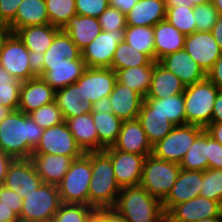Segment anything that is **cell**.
Wrapping results in <instances>:
<instances>
[{"label":"cell","instance_id":"6da1fadb","mask_svg":"<svg viewBox=\"0 0 222 222\" xmlns=\"http://www.w3.org/2000/svg\"><path fill=\"white\" fill-rule=\"evenodd\" d=\"M43 130L28 114L12 111L0 122V149L14 159H30Z\"/></svg>","mask_w":222,"mask_h":222},{"label":"cell","instance_id":"7a4b0ae2","mask_svg":"<svg viewBox=\"0 0 222 222\" xmlns=\"http://www.w3.org/2000/svg\"><path fill=\"white\" fill-rule=\"evenodd\" d=\"M91 167L89 206L113 208L121 188L115 179L111 157L104 150L91 152Z\"/></svg>","mask_w":222,"mask_h":222},{"label":"cell","instance_id":"3957f363","mask_svg":"<svg viewBox=\"0 0 222 222\" xmlns=\"http://www.w3.org/2000/svg\"><path fill=\"white\" fill-rule=\"evenodd\" d=\"M113 208L129 222H161L164 214L162 202L141 185L121 188Z\"/></svg>","mask_w":222,"mask_h":222},{"label":"cell","instance_id":"277c9868","mask_svg":"<svg viewBox=\"0 0 222 222\" xmlns=\"http://www.w3.org/2000/svg\"><path fill=\"white\" fill-rule=\"evenodd\" d=\"M220 89L208 78L185 88L186 124L206 128L211 123L213 106Z\"/></svg>","mask_w":222,"mask_h":222},{"label":"cell","instance_id":"5b68a950","mask_svg":"<svg viewBox=\"0 0 222 222\" xmlns=\"http://www.w3.org/2000/svg\"><path fill=\"white\" fill-rule=\"evenodd\" d=\"M92 175L91 152L73 159L67 173L57 185L62 203L89 206V186Z\"/></svg>","mask_w":222,"mask_h":222},{"label":"cell","instance_id":"8992f818","mask_svg":"<svg viewBox=\"0 0 222 222\" xmlns=\"http://www.w3.org/2000/svg\"><path fill=\"white\" fill-rule=\"evenodd\" d=\"M180 171L178 163L162 160L150 154L144 161L139 185L162 202L170 193Z\"/></svg>","mask_w":222,"mask_h":222},{"label":"cell","instance_id":"52a82bcc","mask_svg":"<svg viewBox=\"0 0 222 222\" xmlns=\"http://www.w3.org/2000/svg\"><path fill=\"white\" fill-rule=\"evenodd\" d=\"M56 185L42 183L22 201L20 222H50L61 205Z\"/></svg>","mask_w":222,"mask_h":222},{"label":"cell","instance_id":"ba28073f","mask_svg":"<svg viewBox=\"0 0 222 222\" xmlns=\"http://www.w3.org/2000/svg\"><path fill=\"white\" fill-rule=\"evenodd\" d=\"M204 128L192 125H176L172 131L153 146L152 154L159 159L180 164L197 136Z\"/></svg>","mask_w":222,"mask_h":222},{"label":"cell","instance_id":"9c48e42d","mask_svg":"<svg viewBox=\"0 0 222 222\" xmlns=\"http://www.w3.org/2000/svg\"><path fill=\"white\" fill-rule=\"evenodd\" d=\"M1 68L24 82L37 77L30 68L29 51L15 33L5 39L0 52Z\"/></svg>","mask_w":222,"mask_h":222},{"label":"cell","instance_id":"30bf717a","mask_svg":"<svg viewBox=\"0 0 222 222\" xmlns=\"http://www.w3.org/2000/svg\"><path fill=\"white\" fill-rule=\"evenodd\" d=\"M116 82V72L111 68L87 67L75 83L79 86L81 100L94 104L102 98L109 97Z\"/></svg>","mask_w":222,"mask_h":222},{"label":"cell","instance_id":"8fae6325","mask_svg":"<svg viewBox=\"0 0 222 222\" xmlns=\"http://www.w3.org/2000/svg\"><path fill=\"white\" fill-rule=\"evenodd\" d=\"M33 153L65 155L72 159L79 158L84 154L65 121L59 125L44 129Z\"/></svg>","mask_w":222,"mask_h":222},{"label":"cell","instance_id":"7c38bea8","mask_svg":"<svg viewBox=\"0 0 222 222\" xmlns=\"http://www.w3.org/2000/svg\"><path fill=\"white\" fill-rule=\"evenodd\" d=\"M125 29L101 31L81 52L82 59L88 68H111L114 53L118 44L124 41Z\"/></svg>","mask_w":222,"mask_h":222},{"label":"cell","instance_id":"4fadbf2b","mask_svg":"<svg viewBox=\"0 0 222 222\" xmlns=\"http://www.w3.org/2000/svg\"><path fill=\"white\" fill-rule=\"evenodd\" d=\"M104 151L111 157L115 179L120 188L139 185L147 156L123 152L112 146Z\"/></svg>","mask_w":222,"mask_h":222},{"label":"cell","instance_id":"5bb4252c","mask_svg":"<svg viewBox=\"0 0 222 222\" xmlns=\"http://www.w3.org/2000/svg\"><path fill=\"white\" fill-rule=\"evenodd\" d=\"M43 183L30 159H15L8 168L4 185L24 200Z\"/></svg>","mask_w":222,"mask_h":222},{"label":"cell","instance_id":"9a60e30c","mask_svg":"<svg viewBox=\"0 0 222 222\" xmlns=\"http://www.w3.org/2000/svg\"><path fill=\"white\" fill-rule=\"evenodd\" d=\"M184 49L207 74L222 51L211 32H197L185 37Z\"/></svg>","mask_w":222,"mask_h":222},{"label":"cell","instance_id":"2e32d148","mask_svg":"<svg viewBox=\"0 0 222 222\" xmlns=\"http://www.w3.org/2000/svg\"><path fill=\"white\" fill-rule=\"evenodd\" d=\"M202 182L203 171H187L181 169L170 193L162 201L164 213H168L177 204L200 196Z\"/></svg>","mask_w":222,"mask_h":222},{"label":"cell","instance_id":"e0dca14e","mask_svg":"<svg viewBox=\"0 0 222 222\" xmlns=\"http://www.w3.org/2000/svg\"><path fill=\"white\" fill-rule=\"evenodd\" d=\"M82 56L79 59L64 62L44 63L42 79L55 91L75 83L86 69Z\"/></svg>","mask_w":222,"mask_h":222},{"label":"cell","instance_id":"ac0fdd59","mask_svg":"<svg viewBox=\"0 0 222 222\" xmlns=\"http://www.w3.org/2000/svg\"><path fill=\"white\" fill-rule=\"evenodd\" d=\"M168 214L179 222H198L204 218L222 216V204L202 196L175 205Z\"/></svg>","mask_w":222,"mask_h":222},{"label":"cell","instance_id":"d6986e66","mask_svg":"<svg viewBox=\"0 0 222 222\" xmlns=\"http://www.w3.org/2000/svg\"><path fill=\"white\" fill-rule=\"evenodd\" d=\"M158 62L173 72L186 87L207 78V74L185 49L166 55Z\"/></svg>","mask_w":222,"mask_h":222},{"label":"cell","instance_id":"ffe728a7","mask_svg":"<svg viewBox=\"0 0 222 222\" xmlns=\"http://www.w3.org/2000/svg\"><path fill=\"white\" fill-rule=\"evenodd\" d=\"M112 147L116 150L143 156L152 154L153 150L138 119L123 121L117 141Z\"/></svg>","mask_w":222,"mask_h":222},{"label":"cell","instance_id":"44dd1931","mask_svg":"<svg viewBox=\"0 0 222 222\" xmlns=\"http://www.w3.org/2000/svg\"><path fill=\"white\" fill-rule=\"evenodd\" d=\"M55 101V90L40 76L22 82L18 110L29 114Z\"/></svg>","mask_w":222,"mask_h":222},{"label":"cell","instance_id":"7402d4cb","mask_svg":"<svg viewBox=\"0 0 222 222\" xmlns=\"http://www.w3.org/2000/svg\"><path fill=\"white\" fill-rule=\"evenodd\" d=\"M30 160L43 183L57 186L67 173L73 159L65 155L32 153Z\"/></svg>","mask_w":222,"mask_h":222},{"label":"cell","instance_id":"603a6c76","mask_svg":"<svg viewBox=\"0 0 222 222\" xmlns=\"http://www.w3.org/2000/svg\"><path fill=\"white\" fill-rule=\"evenodd\" d=\"M114 113L122 121L138 118L144 98L136 91L116 82L109 95Z\"/></svg>","mask_w":222,"mask_h":222},{"label":"cell","instance_id":"cb8c5ba5","mask_svg":"<svg viewBox=\"0 0 222 222\" xmlns=\"http://www.w3.org/2000/svg\"><path fill=\"white\" fill-rule=\"evenodd\" d=\"M166 11L164 0H138L125 15L126 26L154 27L166 19Z\"/></svg>","mask_w":222,"mask_h":222},{"label":"cell","instance_id":"d4e9b609","mask_svg":"<svg viewBox=\"0 0 222 222\" xmlns=\"http://www.w3.org/2000/svg\"><path fill=\"white\" fill-rule=\"evenodd\" d=\"M186 86L182 81L158 61L154 62V73L145 98L162 99L183 94Z\"/></svg>","mask_w":222,"mask_h":222},{"label":"cell","instance_id":"484cf974","mask_svg":"<svg viewBox=\"0 0 222 222\" xmlns=\"http://www.w3.org/2000/svg\"><path fill=\"white\" fill-rule=\"evenodd\" d=\"M82 51L102 31L98 18L75 15L62 28Z\"/></svg>","mask_w":222,"mask_h":222},{"label":"cell","instance_id":"4316f807","mask_svg":"<svg viewBox=\"0 0 222 222\" xmlns=\"http://www.w3.org/2000/svg\"><path fill=\"white\" fill-rule=\"evenodd\" d=\"M156 61L166 55L184 49L185 35L178 31L166 19L153 27Z\"/></svg>","mask_w":222,"mask_h":222},{"label":"cell","instance_id":"83f0119b","mask_svg":"<svg viewBox=\"0 0 222 222\" xmlns=\"http://www.w3.org/2000/svg\"><path fill=\"white\" fill-rule=\"evenodd\" d=\"M65 122L84 153L98 151V133L91 113L68 118Z\"/></svg>","mask_w":222,"mask_h":222},{"label":"cell","instance_id":"f1b7e54d","mask_svg":"<svg viewBox=\"0 0 222 222\" xmlns=\"http://www.w3.org/2000/svg\"><path fill=\"white\" fill-rule=\"evenodd\" d=\"M50 24L45 0H23L10 22L11 33L35 25Z\"/></svg>","mask_w":222,"mask_h":222},{"label":"cell","instance_id":"f546056e","mask_svg":"<svg viewBox=\"0 0 222 222\" xmlns=\"http://www.w3.org/2000/svg\"><path fill=\"white\" fill-rule=\"evenodd\" d=\"M137 119L141 122L152 147L169 134L175 126L160 113H152V108L144 100Z\"/></svg>","mask_w":222,"mask_h":222},{"label":"cell","instance_id":"4dcf8cb0","mask_svg":"<svg viewBox=\"0 0 222 222\" xmlns=\"http://www.w3.org/2000/svg\"><path fill=\"white\" fill-rule=\"evenodd\" d=\"M55 102L62 111L64 119L91 113L93 104L81 100L79 86L76 83L55 91Z\"/></svg>","mask_w":222,"mask_h":222},{"label":"cell","instance_id":"1f68e13d","mask_svg":"<svg viewBox=\"0 0 222 222\" xmlns=\"http://www.w3.org/2000/svg\"><path fill=\"white\" fill-rule=\"evenodd\" d=\"M59 30L60 28L51 24L35 25L18 29L15 34L28 51L45 53Z\"/></svg>","mask_w":222,"mask_h":222},{"label":"cell","instance_id":"d6a6232c","mask_svg":"<svg viewBox=\"0 0 222 222\" xmlns=\"http://www.w3.org/2000/svg\"><path fill=\"white\" fill-rule=\"evenodd\" d=\"M98 133V151L113 146L117 141L123 121L114 113L91 112Z\"/></svg>","mask_w":222,"mask_h":222},{"label":"cell","instance_id":"836d02e7","mask_svg":"<svg viewBox=\"0 0 222 222\" xmlns=\"http://www.w3.org/2000/svg\"><path fill=\"white\" fill-rule=\"evenodd\" d=\"M154 73V65H141L117 70V82L146 97Z\"/></svg>","mask_w":222,"mask_h":222},{"label":"cell","instance_id":"e575fe53","mask_svg":"<svg viewBox=\"0 0 222 222\" xmlns=\"http://www.w3.org/2000/svg\"><path fill=\"white\" fill-rule=\"evenodd\" d=\"M144 101L152 108V113H160L167 117L175 126L186 124L183 94L162 99L144 98Z\"/></svg>","mask_w":222,"mask_h":222},{"label":"cell","instance_id":"d590c367","mask_svg":"<svg viewBox=\"0 0 222 222\" xmlns=\"http://www.w3.org/2000/svg\"><path fill=\"white\" fill-rule=\"evenodd\" d=\"M82 56L81 50L66 32L60 29L51 44L44 53V63L64 62L79 59Z\"/></svg>","mask_w":222,"mask_h":222},{"label":"cell","instance_id":"8d00e7d4","mask_svg":"<svg viewBox=\"0 0 222 222\" xmlns=\"http://www.w3.org/2000/svg\"><path fill=\"white\" fill-rule=\"evenodd\" d=\"M208 132L204 129L195 139L180 162L187 171H205L208 169Z\"/></svg>","mask_w":222,"mask_h":222},{"label":"cell","instance_id":"74e56055","mask_svg":"<svg viewBox=\"0 0 222 222\" xmlns=\"http://www.w3.org/2000/svg\"><path fill=\"white\" fill-rule=\"evenodd\" d=\"M124 41L137 51L148 55L153 61H156L153 27L126 26Z\"/></svg>","mask_w":222,"mask_h":222},{"label":"cell","instance_id":"f35d334b","mask_svg":"<svg viewBox=\"0 0 222 222\" xmlns=\"http://www.w3.org/2000/svg\"><path fill=\"white\" fill-rule=\"evenodd\" d=\"M154 62L148 55L137 51L125 41L118 44L115 50L111 64V69L117 70L127 69L130 67H138L141 65H154Z\"/></svg>","mask_w":222,"mask_h":222},{"label":"cell","instance_id":"ab89813d","mask_svg":"<svg viewBox=\"0 0 222 222\" xmlns=\"http://www.w3.org/2000/svg\"><path fill=\"white\" fill-rule=\"evenodd\" d=\"M22 82L4 69H0V105L16 111L19 108Z\"/></svg>","mask_w":222,"mask_h":222},{"label":"cell","instance_id":"60d3db41","mask_svg":"<svg viewBox=\"0 0 222 222\" xmlns=\"http://www.w3.org/2000/svg\"><path fill=\"white\" fill-rule=\"evenodd\" d=\"M49 22L62 29L77 14L75 0H45Z\"/></svg>","mask_w":222,"mask_h":222},{"label":"cell","instance_id":"b9f144b4","mask_svg":"<svg viewBox=\"0 0 222 222\" xmlns=\"http://www.w3.org/2000/svg\"><path fill=\"white\" fill-rule=\"evenodd\" d=\"M166 20L185 36L196 31L193 7H166Z\"/></svg>","mask_w":222,"mask_h":222},{"label":"cell","instance_id":"7bdbcfd3","mask_svg":"<svg viewBox=\"0 0 222 222\" xmlns=\"http://www.w3.org/2000/svg\"><path fill=\"white\" fill-rule=\"evenodd\" d=\"M95 208L85 204L61 203L50 222H87Z\"/></svg>","mask_w":222,"mask_h":222},{"label":"cell","instance_id":"ee69618b","mask_svg":"<svg viewBox=\"0 0 222 222\" xmlns=\"http://www.w3.org/2000/svg\"><path fill=\"white\" fill-rule=\"evenodd\" d=\"M41 128L47 129L65 121L62 111L56 102L41 106L28 114Z\"/></svg>","mask_w":222,"mask_h":222},{"label":"cell","instance_id":"f6af8a7d","mask_svg":"<svg viewBox=\"0 0 222 222\" xmlns=\"http://www.w3.org/2000/svg\"><path fill=\"white\" fill-rule=\"evenodd\" d=\"M200 196L222 204V170L208 168L203 171Z\"/></svg>","mask_w":222,"mask_h":222},{"label":"cell","instance_id":"bcb514c9","mask_svg":"<svg viewBox=\"0 0 222 222\" xmlns=\"http://www.w3.org/2000/svg\"><path fill=\"white\" fill-rule=\"evenodd\" d=\"M193 13L197 32H211V29L219 17L218 11L211 2L194 6Z\"/></svg>","mask_w":222,"mask_h":222},{"label":"cell","instance_id":"7dc6e473","mask_svg":"<svg viewBox=\"0 0 222 222\" xmlns=\"http://www.w3.org/2000/svg\"><path fill=\"white\" fill-rule=\"evenodd\" d=\"M102 31H113L117 29H126V17L118 9L110 5L98 17Z\"/></svg>","mask_w":222,"mask_h":222},{"label":"cell","instance_id":"c3c4849f","mask_svg":"<svg viewBox=\"0 0 222 222\" xmlns=\"http://www.w3.org/2000/svg\"><path fill=\"white\" fill-rule=\"evenodd\" d=\"M77 15L98 18L109 6V0H75Z\"/></svg>","mask_w":222,"mask_h":222},{"label":"cell","instance_id":"681fc988","mask_svg":"<svg viewBox=\"0 0 222 222\" xmlns=\"http://www.w3.org/2000/svg\"><path fill=\"white\" fill-rule=\"evenodd\" d=\"M22 201L20 195L15 191L9 189L5 185H0V202L3 205H6L19 217L22 209Z\"/></svg>","mask_w":222,"mask_h":222},{"label":"cell","instance_id":"f907efd6","mask_svg":"<svg viewBox=\"0 0 222 222\" xmlns=\"http://www.w3.org/2000/svg\"><path fill=\"white\" fill-rule=\"evenodd\" d=\"M208 168L222 170V145L208 133Z\"/></svg>","mask_w":222,"mask_h":222},{"label":"cell","instance_id":"816d5d0a","mask_svg":"<svg viewBox=\"0 0 222 222\" xmlns=\"http://www.w3.org/2000/svg\"><path fill=\"white\" fill-rule=\"evenodd\" d=\"M23 0H0V9L3 17L10 23L17 13Z\"/></svg>","mask_w":222,"mask_h":222},{"label":"cell","instance_id":"f5cc1de1","mask_svg":"<svg viewBox=\"0 0 222 222\" xmlns=\"http://www.w3.org/2000/svg\"><path fill=\"white\" fill-rule=\"evenodd\" d=\"M29 62L31 71L36 76H41L44 67V53L29 51Z\"/></svg>","mask_w":222,"mask_h":222},{"label":"cell","instance_id":"db71d44e","mask_svg":"<svg viewBox=\"0 0 222 222\" xmlns=\"http://www.w3.org/2000/svg\"><path fill=\"white\" fill-rule=\"evenodd\" d=\"M207 78L219 89H222V54L207 73Z\"/></svg>","mask_w":222,"mask_h":222},{"label":"cell","instance_id":"11a10c76","mask_svg":"<svg viewBox=\"0 0 222 222\" xmlns=\"http://www.w3.org/2000/svg\"><path fill=\"white\" fill-rule=\"evenodd\" d=\"M100 222H129L114 208H100Z\"/></svg>","mask_w":222,"mask_h":222},{"label":"cell","instance_id":"9f6ffc18","mask_svg":"<svg viewBox=\"0 0 222 222\" xmlns=\"http://www.w3.org/2000/svg\"><path fill=\"white\" fill-rule=\"evenodd\" d=\"M14 160L0 149V185H4L8 168Z\"/></svg>","mask_w":222,"mask_h":222},{"label":"cell","instance_id":"6f0895ef","mask_svg":"<svg viewBox=\"0 0 222 222\" xmlns=\"http://www.w3.org/2000/svg\"><path fill=\"white\" fill-rule=\"evenodd\" d=\"M211 123H222V89L218 91L215 99Z\"/></svg>","mask_w":222,"mask_h":222},{"label":"cell","instance_id":"680465c9","mask_svg":"<svg viewBox=\"0 0 222 222\" xmlns=\"http://www.w3.org/2000/svg\"><path fill=\"white\" fill-rule=\"evenodd\" d=\"M137 2L138 0H109V5L126 15Z\"/></svg>","mask_w":222,"mask_h":222},{"label":"cell","instance_id":"91938a15","mask_svg":"<svg viewBox=\"0 0 222 222\" xmlns=\"http://www.w3.org/2000/svg\"><path fill=\"white\" fill-rule=\"evenodd\" d=\"M0 222H20L19 217L12 209L0 202Z\"/></svg>","mask_w":222,"mask_h":222},{"label":"cell","instance_id":"94428289","mask_svg":"<svg viewBox=\"0 0 222 222\" xmlns=\"http://www.w3.org/2000/svg\"><path fill=\"white\" fill-rule=\"evenodd\" d=\"M205 130L222 145V123H210Z\"/></svg>","mask_w":222,"mask_h":222},{"label":"cell","instance_id":"6125c7cd","mask_svg":"<svg viewBox=\"0 0 222 222\" xmlns=\"http://www.w3.org/2000/svg\"><path fill=\"white\" fill-rule=\"evenodd\" d=\"M112 113V106L109 97L102 98L93 104L92 112Z\"/></svg>","mask_w":222,"mask_h":222},{"label":"cell","instance_id":"be15d7a7","mask_svg":"<svg viewBox=\"0 0 222 222\" xmlns=\"http://www.w3.org/2000/svg\"><path fill=\"white\" fill-rule=\"evenodd\" d=\"M211 33L222 51V15H219L218 19L216 20V23L211 29Z\"/></svg>","mask_w":222,"mask_h":222},{"label":"cell","instance_id":"e7e4bbea","mask_svg":"<svg viewBox=\"0 0 222 222\" xmlns=\"http://www.w3.org/2000/svg\"><path fill=\"white\" fill-rule=\"evenodd\" d=\"M166 7H178V6H188L189 7V0H164Z\"/></svg>","mask_w":222,"mask_h":222},{"label":"cell","instance_id":"03108f58","mask_svg":"<svg viewBox=\"0 0 222 222\" xmlns=\"http://www.w3.org/2000/svg\"><path fill=\"white\" fill-rule=\"evenodd\" d=\"M10 33L11 29H0V52L5 39L8 37Z\"/></svg>","mask_w":222,"mask_h":222},{"label":"cell","instance_id":"003e7915","mask_svg":"<svg viewBox=\"0 0 222 222\" xmlns=\"http://www.w3.org/2000/svg\"><path fill=\"white\" fill-rule=\"evenodd\" d=\"M12 110L6 106L0 105V122L5 119Z\"/></svg>","mask_w":222,"mask_h":222},{"label":"cell","instance_id":"a7ac6f4b","mask_svg":"<svg viewBox=\"0 0 222 222\" xmlns=\"http://www.w3.org/2000/svg\"><path fill=\"white\" fill-rule=\"evenodd\" d=\"M0 29H11L10 23L3 17L1 9H0Z\"/></svg>","mask_w":222,"mask_h":222},{"label":"cell","instance_id":"89a4df30","mask_svg":"<svg viewBox=\"0 0 222 222\" xmlns=\"http://www.w3.org/2000/svg\"><path fill=\"white\" fill-rule=\"evenodd\" d=\"M210 2L211 0H189V7H194L197 5H204Z\"/></svg>","mask_w":222,"mask_h":222},{"label":"cell","instance_id":"2644e50d","mask_svg":"<svg viewBox=\"0 0 222 222\" xmlns=\"http://www.w3.org/2000/svg\"><path fill=\"white\" fill-rule=\"evenodd\" d=\"M87 222H100V208L95 209L93 215Z\"/></svg>","mask_w":222,"mask_h":222},{"label":"cell","instance_id":"8c879c8a","mask_svg":"<svg viewBox=\"0 0 222 222\" xmlns=\"http://www.w3.org/2000/svg\"><path fill=\"white\" fill-rule=\"evenodd\" d=\"M211 3L216 8L219 15H222V0H211Z\"/></svg>","mask_w":222,"mask_h":222},{"label":"cell","instance_id":"753ad0ef","mask_svg":"<svg viewBox=\"0 0 222 222\" xmlns=\"http://www.w3.org/2000/svg\"><path fill=\"white\" fill-rule=\"evenodd\" d=\"M198 222H222V216L212 217V218H204Z\"/></svg>","mask_w":222,"mask_h":222},{"label":"cell","instance_id":"34e18365","mask_svg":"<svg viewBox=\"0 0 222 222\" xmlns=\"http://www.w3.org/2000/svg\"><path fill=\"white\" fill-rule=\"evenodd\" d=\"M161 222H179L174 220L168 213H164Z\"/></svg>","mask_w":222,"mask_h":222}]
</instances>
